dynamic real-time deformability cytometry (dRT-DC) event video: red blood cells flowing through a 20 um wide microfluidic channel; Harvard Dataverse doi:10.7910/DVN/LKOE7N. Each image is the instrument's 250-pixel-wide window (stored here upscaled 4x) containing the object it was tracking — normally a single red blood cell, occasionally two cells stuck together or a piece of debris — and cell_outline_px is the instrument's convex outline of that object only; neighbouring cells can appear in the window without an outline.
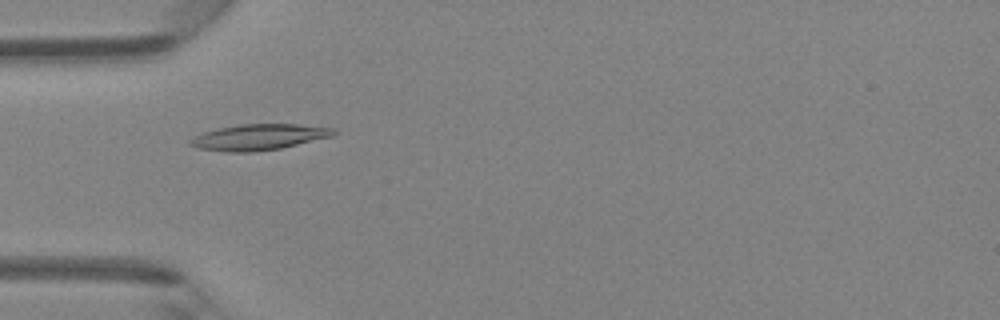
{"species": "Egyptian fruit bat (a non-hibernating species)", "species_latin": "Rousettus aegyptiacus", "temperature_condition": "room temperature", "stored_images_in_passage": 47, "camera_frame_rate_fps": 3000, "um_per_image_px": 0.085, "animal": {"sex": "female"}, "frame": {"image": 1, "passage_image": 15, "time_ms": 4.667, "image_size_px": [1000, 320], "cell_outline_px": [[336, 132], [332, 136], [280, 148], [252, 152], [228, 152], [196, 148], [188, 144], [188, 140], [204, 132], [220, 128], [240, 124], [296, 124], [336, 128]], "centroid_in_image_um": [21.98, 11.65], "position_along_channel_um": 63.0, "area_um2": 21.5}}
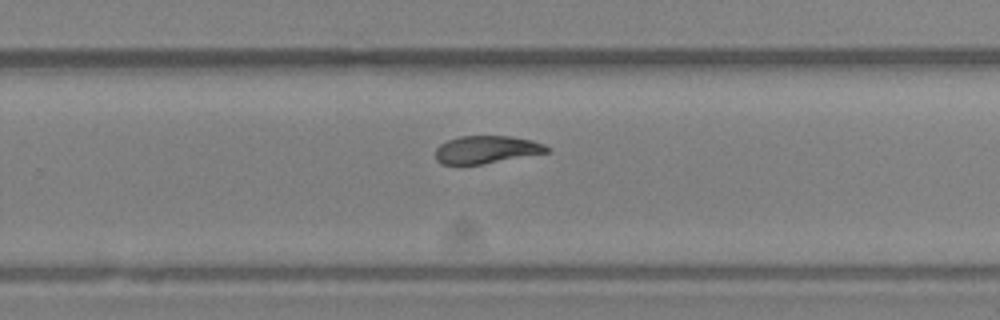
{"frame": {"image": 2, "passage_image": 31, "time_ms": 10.0, "image_size_px": [1000, 320], "cell_outline_px": [[552, 148], [548, 152], [484, 164], [440, 164], [436, 160], [436, 148], [440, 144], [448, 140], [460, 136], [508, 136], [532, 140], [544, 144]], "centroid_in_image_um": [41.36, 12.71], "position_along_channel_um": 288.4, "area_um2": 17.98}}
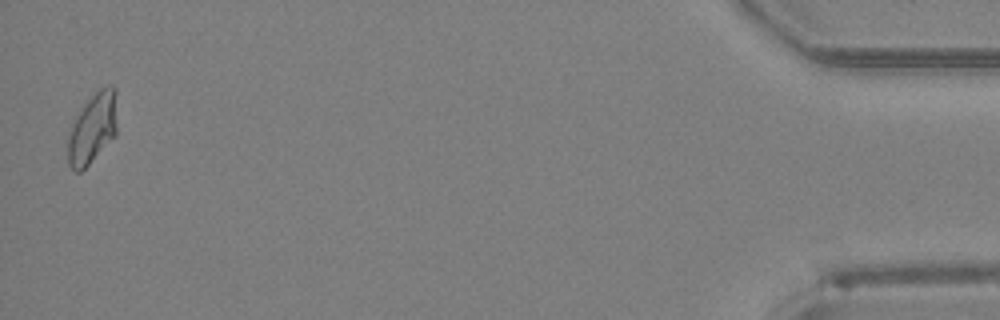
{"frame": {"image": 3, "passage_image": 47, "time_ms": 15.333, "image_size_px": [1000, 320], "cell_outline_px": [[116, 136], [80, 172], [76, 172], [68, 164], [68, 136], [76, 116], [84, 104], [100, 88], [112, 84], [116, 88]], "centroid_in_image_um": [7.89, 10.89], "position_along_channel_um": 427.3, "area_um2": 20.06}, "authors_computed_cell_mechanics": {"area_um2": 19.363, "velocity_mm_per_s": 4.2686, "shape_relaxation_time_tau1_ms": 5.7317, "shape_relaxation_time_tau2_ms": 2.0256, "deformation_change_tau1": 0.1844, "deformation_change_tau2": 0.0665}}